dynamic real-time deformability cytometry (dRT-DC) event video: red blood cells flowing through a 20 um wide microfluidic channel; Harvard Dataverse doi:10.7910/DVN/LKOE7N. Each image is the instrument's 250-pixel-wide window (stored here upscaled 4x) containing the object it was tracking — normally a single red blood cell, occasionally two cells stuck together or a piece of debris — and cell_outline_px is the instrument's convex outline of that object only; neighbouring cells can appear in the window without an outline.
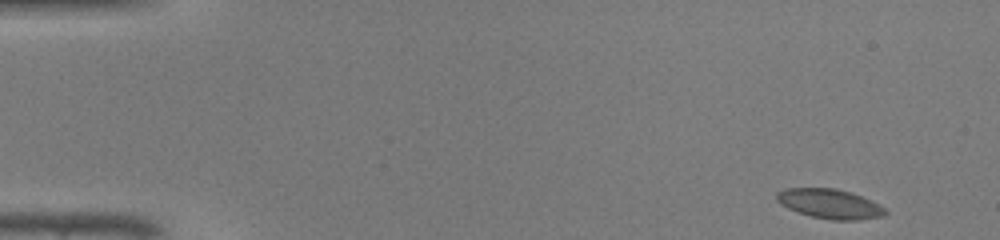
{"species": "common noctule bat (a hibernating species)", "species_latin": "Nyctalus noctula", "temperature_condition": "warm", "stored_images_in_passage": 46, "camera_frame_rate_fps": 3000, "um_per_image_px": 0.085, "animal": {"sex": "male", "body_mass_g": 19.0, "forearm_length_mm": 50.8}, "frame": {"image": 1, "passage_image": 1, "time_ms": 0.0, "image_size_px": [1000, 240], "cell_outline_px": [[888, 212], [884, 216], [860, 220], [832, 220], [812, 216], [788, 208], [780, 204], [776, 200], [776, 192], [784, 188], [836, 188], [852, 192], [880, 204]], "centroid_in_image_um": [70.55, 17.31], "position_along_channel_um": 14.5, "area_um2": 18.84}}
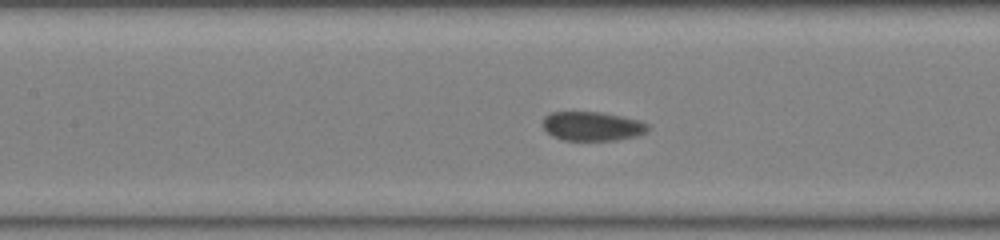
{"frame": {"image": 2, "passage_image": 20, "time_ms": 6.333, "image_size_px": [1000, 240], "cell_outline_px": [[648, 132], [636, 136], [616, 140], [564, 140], [552, 136], [544, 128], [544, 116], [552, 112], [600, 112], [640, 120], [648, 124]], "centroid_in_image_um": [50.36, 10.73], "position_along_channel_um": 157.0, "area_um2": 17.74}}
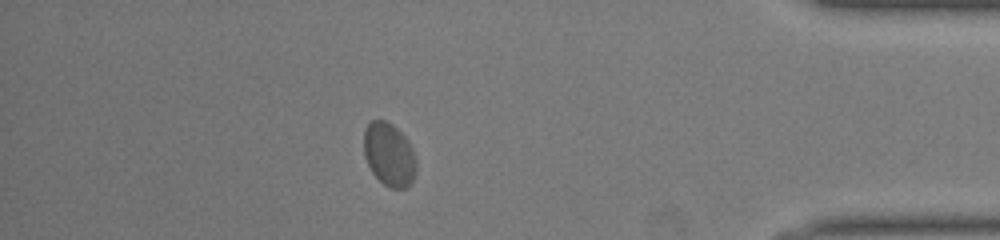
{"frame": {"image": 3, "passage_image": 40, "time_ms": 13.0, "image_size_px": [1000, 240], "cell_outline_px": [[416, 172], [408, 188], [392, 188], [384, 184], [372, 172], [364, 156], [364, 132], [368, 124], [372, 120], [384, 120], [392, 124], [408, 140], [416, 156]], "centroid_in_image_um": [33.09, 13.14], "position_along_channel_um": 402.1, "area_um2": 19.31}}